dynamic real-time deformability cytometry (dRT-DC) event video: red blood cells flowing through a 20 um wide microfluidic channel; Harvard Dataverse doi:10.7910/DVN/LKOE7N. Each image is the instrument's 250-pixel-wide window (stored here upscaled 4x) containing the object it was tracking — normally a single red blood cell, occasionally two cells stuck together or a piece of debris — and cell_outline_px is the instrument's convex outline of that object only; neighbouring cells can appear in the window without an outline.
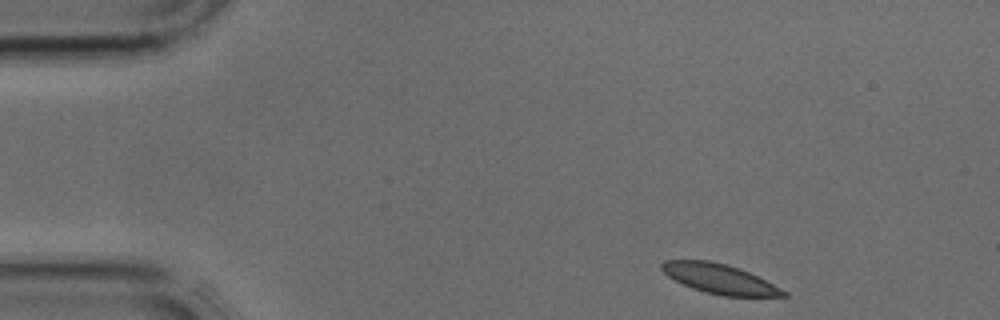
{"species": "common noctule bat (a hibernating species)", "species_latin": "Nyctalus noctula", "temperature_condition": "cold", "stored_images_in_passage": 7, "camera_frame_rate_fps": 3000, "um_per_image_px": 0.085, "animal": {"sex": "male", "body_mass_g": 17.9, "forearm_length_mm": 54.2}, "frame": {"image": 1, "passage_image": 1, "time_ms": 0.0, "image_size_px": [1000, 320], "cell_outline_px": [[788, 296], [720, 296], [704, 292], [692, 288], [668, 276], [660, 268], [660, 264], [664, 260], [708, 260], [740, 268], [788, 292]], "centroid_in_image_um": [61.13, 23.7], "position_along_channel_um": 23.9, "area_um2": 20.81}}